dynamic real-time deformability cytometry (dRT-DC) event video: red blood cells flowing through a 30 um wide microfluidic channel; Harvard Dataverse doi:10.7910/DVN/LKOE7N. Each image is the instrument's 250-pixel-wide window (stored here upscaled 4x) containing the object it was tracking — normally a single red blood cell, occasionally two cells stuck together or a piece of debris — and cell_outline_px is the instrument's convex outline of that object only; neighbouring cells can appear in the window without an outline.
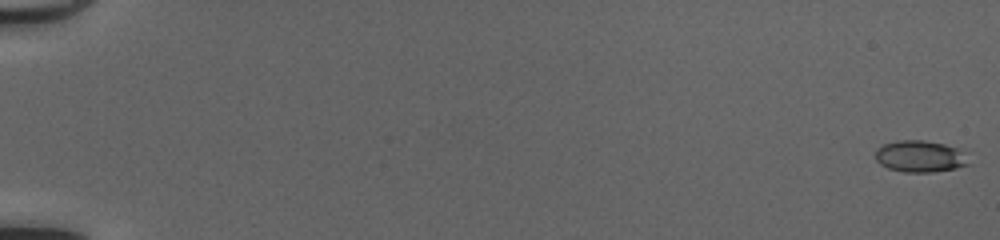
{"species": "common noctule bat (a hibernating species)", "species_latin": "Nyctalus noctula", "temperature_condition": "cold", "stored_images_in_passage": 52, "camera_frame_rate_fps": 3000, "um_per_image_px": 0.085, "animal": {"sex": "female", "body_mass_g": 20.0, "forearm_length_mm": 54.0}, "frame": {"image": 1, "passage_image": 1, "time_ms": 0.0, "image_size_px": [1000, 240], "cell_outline_px": [[972, 164], [956, 168], [932, 172], [904, 172], [888, 168], [880, 164], [876, 160], [876, 148], [884, 144], [896, 140], [924, 140], [944, 144], [956, 148]], "centroid_in_image_um": [78.17, 13.29], "position_along_channel_um": 6.8, "area_um2": 17.11}}
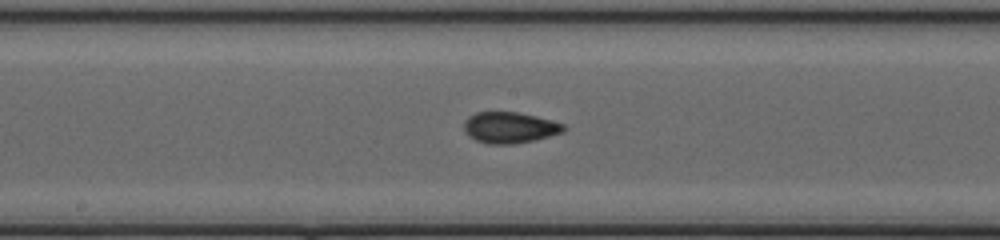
{"frame": {"image": 2, "passage_image": 30, "time_ms": 9.667, "image_size_px": [1000, 240], "cell_outline_px": [[568, 128], [564, 132], [536, 140], [512, 144], [488, 144], [476, 140], [468, 136], [464, 132], [464, 120], [468, 116], [476, 112], [516, 112], [536, 116], [564, 124]], "centroid_in_image_um": [43.32, 10.85], "position_along_channel_um": 204.9, "area_um2": 18.26}}
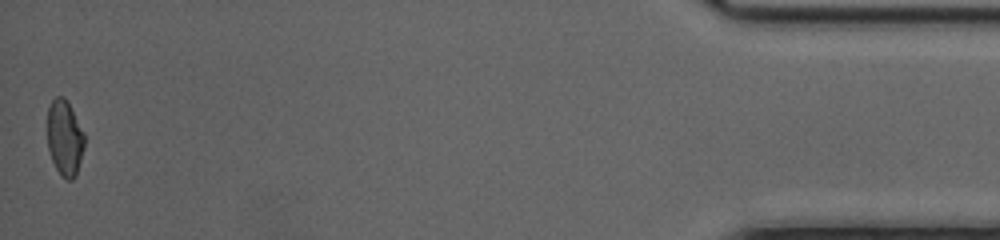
{"frame": {"image": 3, "passage_image": 52, "time_ms": 17.0, "image_size_px": [1000, 240], "cell_outline_px": [[84, 148], [76, 176], [72, 180], [68, 180], [60, 176], [52, 160], [48, 148], [48, 108], [52, 100], [56, 96], [64, 96], [84, 132]], "centroid_in_image_um": [5.5, 11.75], "position_along_channel_um": 429.7, "area_um2": 16.3}, "authors_computed_cell_mechanics": {"area_um2": 17.4267, "velocity_mm_per_s": 4.1719, "shape_relaxation_time_tau1_ms": 5.4798, "shape_relaxation_time_tau2_ms": 0.2314, "deformation_change_tau1": 0.136, "deformation_change_tau2": 0.0355}}